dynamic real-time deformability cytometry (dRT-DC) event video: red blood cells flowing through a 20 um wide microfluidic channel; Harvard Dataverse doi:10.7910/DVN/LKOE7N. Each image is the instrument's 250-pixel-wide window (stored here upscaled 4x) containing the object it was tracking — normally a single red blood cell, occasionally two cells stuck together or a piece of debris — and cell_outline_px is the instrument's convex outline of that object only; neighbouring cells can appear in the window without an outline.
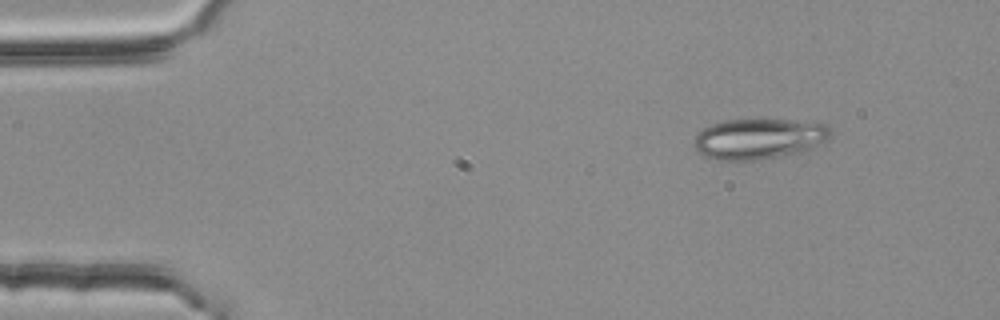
{"species": "common noctule bat (a hibernating species)", "species_latin": "Nyctalus noctula", "temperature_condition": "room temperature", "stored_images_in_passage": 3, "camera_frame_rate_fps": 3000, "um_per_image_px": 0.085, "animal": {"sex": "female", "body_mass_g": 25.1}, "frame": {"image": 1, "passage_image": 1, "time_ms": 0.0, "image_size_px": [1000, 320], "cell_outline_px": [[832, 132], [828, 140], [812, 148], [800, 152], [756, 160], [720, 160], [704, 156], [692, 144], [696, 136], [704, 128], [712, 124], [724, 120], [792, 120], [828, 124], [832, 128]], "centroid_in_image_um": [64.54, 11.79], "position_along_channel_um": 20.5, "area_um2": 32.19}}